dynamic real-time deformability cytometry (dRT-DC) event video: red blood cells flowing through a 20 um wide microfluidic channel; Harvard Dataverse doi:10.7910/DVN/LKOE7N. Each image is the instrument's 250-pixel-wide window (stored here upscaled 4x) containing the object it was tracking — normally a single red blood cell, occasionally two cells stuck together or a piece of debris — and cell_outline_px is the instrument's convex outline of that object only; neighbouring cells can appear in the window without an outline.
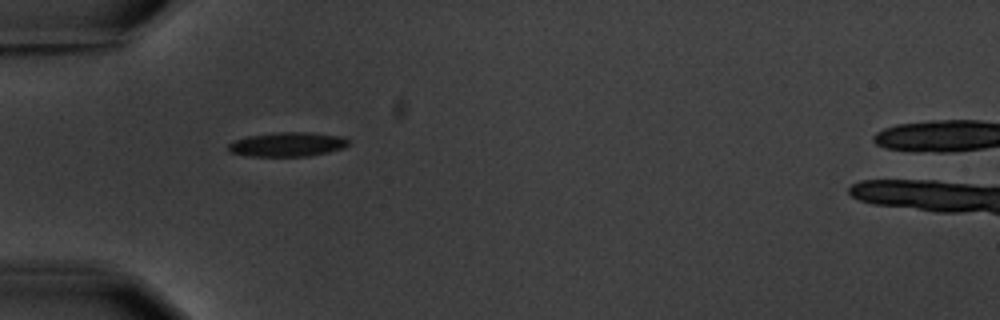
{"species": "common noctule bat (a hibernating species)", "species_latin": "Nyctalus noctula", "temperature_condition": "warm", "stored_images_in_passage": 3, "camera_frame_rate_fps": 3000, "um_per_image_px": 0.085, "animal": {"sex": "male", "body_mass_g": 20.1, "forearm_length_mm": 53.5}, "frame": {"image": 1, "passage_image": 1, "time_ms": 0.0, "image_size_px": [1000, 320], "cell_outline_px": [[348, 144], [344, 148], [328, 152], [308, 156], [248, 156], [232, 152], [228, 148], [228, 144], [232, 140], [248, 136], [276, 132], [312, 132], [344, 136], [348, 140]], "centroid_in_image_um": [24.45, 12.26], "position_along_channel_um": 60.6, "area_um2": 17.11}}
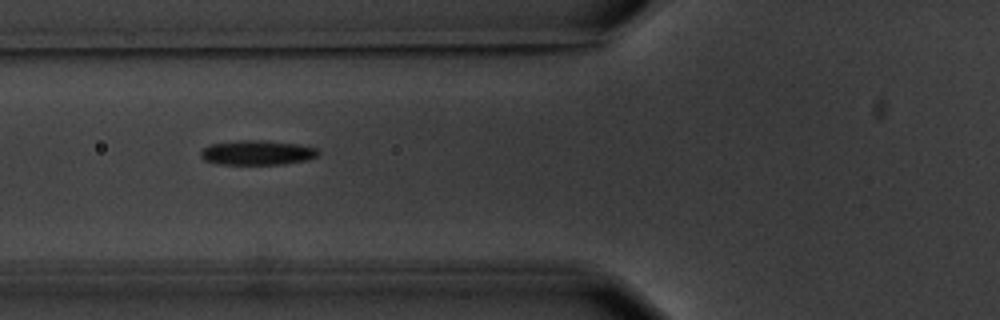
{"frame": {"image": 2, "passage_image": 2, "time_ms": 1.333, "image_size_px": [1000, 320], "cell_outline_px": [[320, 152], [316, 156], [308, 160], [284, 164], [216, 164], [204, 160], [200, 156], [200, 152], [204, 148], [212, 144], [236, 140], [264, 140], [300, 144], [316, 148]], "centroid_in_image_um": [21.87, 12.97], "position_along_channel_um": 103.9, "area_um2": 16.99}}